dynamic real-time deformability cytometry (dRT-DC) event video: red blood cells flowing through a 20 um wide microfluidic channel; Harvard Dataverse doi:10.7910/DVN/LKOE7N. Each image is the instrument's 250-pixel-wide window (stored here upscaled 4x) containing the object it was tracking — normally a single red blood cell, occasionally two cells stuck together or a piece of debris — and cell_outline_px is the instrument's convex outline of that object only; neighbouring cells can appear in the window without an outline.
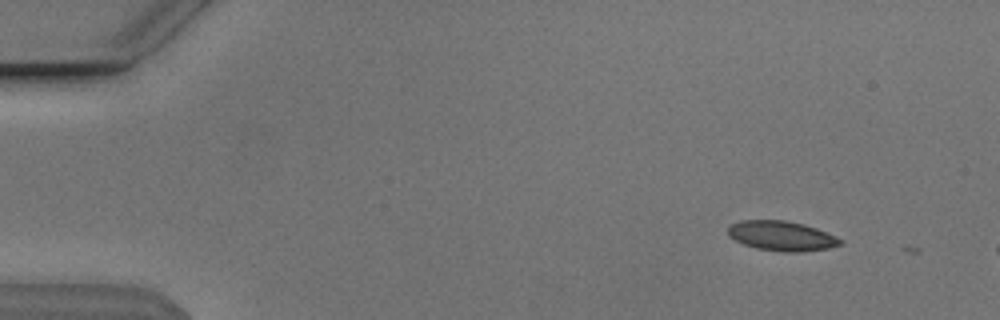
{"species": "Egyptian fruit bat (a non-hibernating species)", "species_latin": "Rousettus aegyptiacus", "temperature_condition": "cold", "stored_images_in_passage": 4, "camera_frame_rate_fps": 3000, "um_per_image_px": 0.085, "animal": {"sex": "male"}, "frame": {"image": 1, "passage_image": 2, "time_ms": 0.333, "image_size_px": [1000, 320], "cell_outline_px": [[844, 244], [828, 248], [800, 252], [784, 252], [756, 248], [744, 244], [728, 236], [728, 228], [732, 224], [740, 220], [784, 220], [804, 224], [816, 228], [844, 240]], "centroid_in_image_um": [66.46, 20.05], "position_along_channel_um": 18.5, "area_um2": 19.48}}